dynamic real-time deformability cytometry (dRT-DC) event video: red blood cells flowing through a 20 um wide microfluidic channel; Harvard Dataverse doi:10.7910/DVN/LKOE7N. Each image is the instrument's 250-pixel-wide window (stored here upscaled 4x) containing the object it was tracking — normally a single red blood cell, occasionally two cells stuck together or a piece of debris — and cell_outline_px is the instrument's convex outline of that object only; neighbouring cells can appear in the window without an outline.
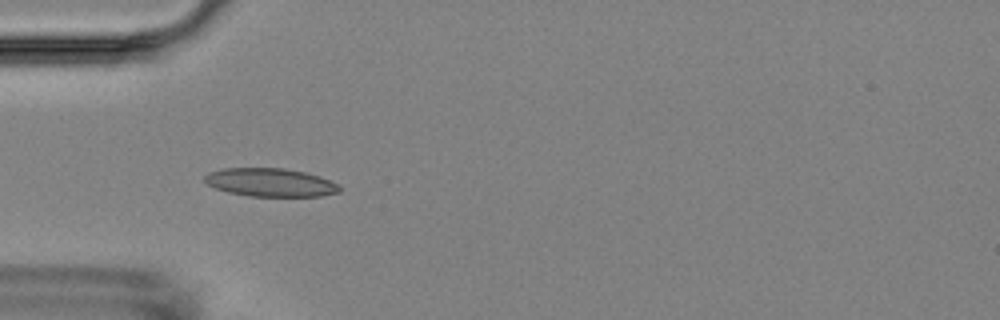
{"species": "Egyptian fruit bat (a non-hibernating species)", "species_latin": "Rousettus aegyptiacus", "temperature_condition": "room temperature", "stored_images_in_passage": 6, "camera_frame_rate_fps": 3000, "um_per_image_px": 0.085, "animal": {"sex": "female"}, "frame": {"image": 1, "passage_image": 4, "time_ms": 3.333, "image_size_px": [1000, 320], "cell_outline_px": [[340, 192], [320, 196], [248, 196], [228, 192], [216, 188], [208, 184], [204, 180], [204, 176], [208, 172], [224, 168], [284, 168], [308, 172], [320, 176], [340, 184]], "centroid_in_image_um": [23.01, 15.5], "position_along_channel_um": 62.0, "area_um2": 22.43}}
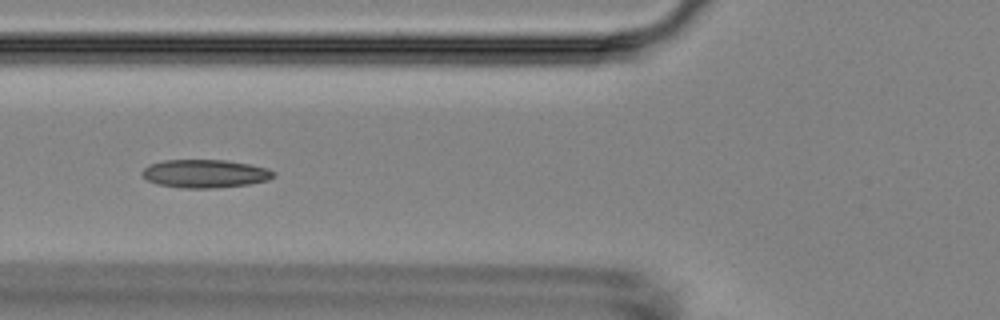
{"frame": {"image": 2, "passage_image": 5, "time_ms": 4.667, "image_size_px": [1000, 320], "cell_outline_px": [[276, 176], [268, 180], [248, 184], [212, 188], [180, 188], [156, 184], [148, 180], [140, 172], [148, 164], [164, 160], [224, 160], [248, 164], [268, 168], [276, 172]], "centroid_in_image_um": [17.42, 14.76], "position_along_channel_um": 108.4, "area_um2": 21.68}}